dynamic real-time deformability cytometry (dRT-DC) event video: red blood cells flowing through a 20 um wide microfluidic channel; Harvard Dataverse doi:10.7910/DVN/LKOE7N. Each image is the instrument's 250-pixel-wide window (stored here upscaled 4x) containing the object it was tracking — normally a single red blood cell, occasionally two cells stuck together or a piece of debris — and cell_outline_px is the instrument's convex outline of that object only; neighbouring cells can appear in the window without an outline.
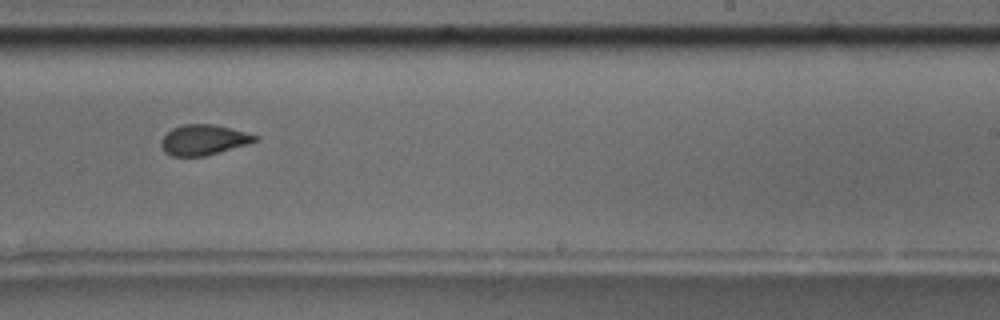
{"species": "common noctule bat (a hibernating species)", "species_latin": "Nyctalus noctula", "temperature_condition": "room temperature", "stored_images_in_passage": 38, "camera_frame_rate_fps": 3000, "um_per_image_px": 0.085, "animal": {"sex": "male", "body_mass_g": 17.5, "forearm_length_mm": 52.3}, "frame": {"image": 1, "passage_image": 17, "time_ms": 5.333, "image_size_px": [1000, 320], "cell_outline_px": [[260, 140], [248, 144], [220, 152], [204, 156], [172, 156], [164, 152], [160, 144], [160, 140], [172, 128], [184, 124], [216, 124], [260, 136]], "centroid_in_image_um": [17.32, 11.88], "position_along_channel_um": 271.7, "area_um2": 16.76}}